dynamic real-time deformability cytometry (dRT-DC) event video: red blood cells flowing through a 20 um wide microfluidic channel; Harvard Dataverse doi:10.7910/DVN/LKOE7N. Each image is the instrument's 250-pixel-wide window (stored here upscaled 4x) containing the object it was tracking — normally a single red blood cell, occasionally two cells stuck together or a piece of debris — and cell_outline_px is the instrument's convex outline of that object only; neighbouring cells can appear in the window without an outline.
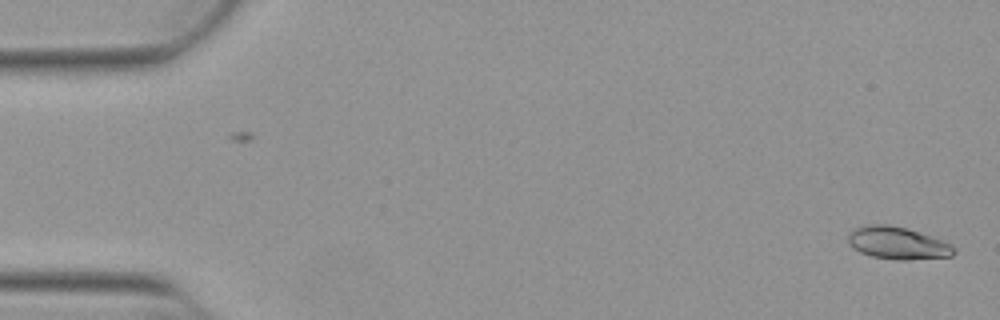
{"species": "Egyptian fruit bat (a non-hibernating species)", "species_latin": "Rousettus aegyptiacus", "temperature_condition": "warm", "stored_images_in_passage": 52, "camera_frame_rate_fps": 3000, "um_per_image_px": 0.085, "animal": {"sex": "female"}, "frame": {"image": 1, "passage_image": 1, "time_ms": 0.0, "image_size_px": [1000, 320], "cell_outline_px": [[956, 252], [952, 256], [908, 260], [896, 260], [872, 256], [860, 252], [852, 248], [848, 244], [848, 232], [856, 228], [868, 224], [888, 224], [904, 228], [952, 244], [956, 248]], "centroid_in_image_um": [76.26, 20.67], "position_along_channel_um": 8.7, "area_um2": 19.88}}
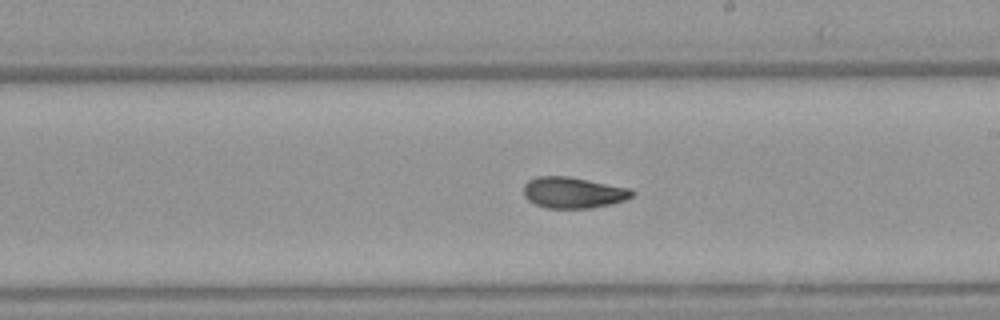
{"frame": {"image": 2, "passage_image": 30, "time_ms": 9.667, "image_size_px": [1000, 320], "cell_outline_px": [[636, 192], [632, 196], [624, 200], [612, 204], [592, 208], [544, 208], [528, 200], [524, 196], [524, 184], [528, 180], [536, 176], [568, 176], [632, 188]], "centroid_in_image_um": [48.74, 16.37], "position_along_channel_um": 240.3, "area_um2": 19.88}}
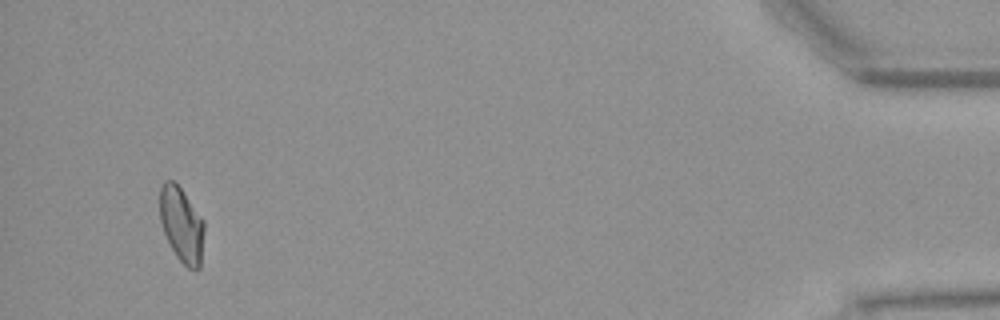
{"frame": {"image": 3, "passage_image": 50, "time_ms": 16.333, "image_size_px": [1000, 320], "cell_outline_px": [[204, 232], [200, 268], [196, 272], [192, 272], [176, 256], [164, 232], [160, 220], [160, 184], [164, 180], [176, 180], [204, 220]], "centroid_in_image_um": [15.45, 19.07], "position_along_channel_um": 419.8, "area_um2": 19.77}, "authors_computed_cell_mechanics": {"area_um2": 19.7098, "velocity_mm_per_s": 3.8634, "shape_relaxation_time_tau1_ms": 8.1072, "shape_relaxation_time_tau2_ms": 2.7579, "deformation_change_tau1": 0.2038, "deformation_change_tau2": 0.0774}}